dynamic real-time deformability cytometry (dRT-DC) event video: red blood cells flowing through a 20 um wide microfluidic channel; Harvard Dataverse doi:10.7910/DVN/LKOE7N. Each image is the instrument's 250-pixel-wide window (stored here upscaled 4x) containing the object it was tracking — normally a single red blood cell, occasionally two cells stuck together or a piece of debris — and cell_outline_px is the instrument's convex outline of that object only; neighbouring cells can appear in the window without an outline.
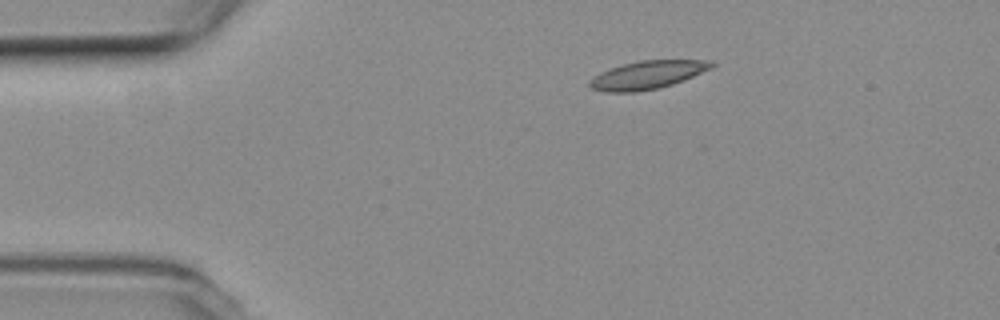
{"species": "common noctule bat (a hibernating species)", "species_latin": "Nyctalus noctula", "temperature_condition": "room temperature", "stored_images_in_passage": 16, "camera_frame_rate_fps": 3000, "um_per_image_px": 0.085, "animal": {"sex": "female", "body_mass_g": 19.3, "forearm_length_mm": 54.1}, "frame": {"image": 1, "passage_image": 1, "time_ms": 0.0, "image_size_px": [1000, 320], "cell_outline_px": [[716, 64], [712, 68], [684, 80], [672, 84], [656, 88], [636, 92], [608, 92], [592, 88], [588, 84], [588, 80], [592, 76], [600, 72], [624, 64], [640, 60], [712, 60]], "centroid_in_image_um": [55.04, 6.36], "position_along_channel_um": 30.0, "area_um2": 19.94}}
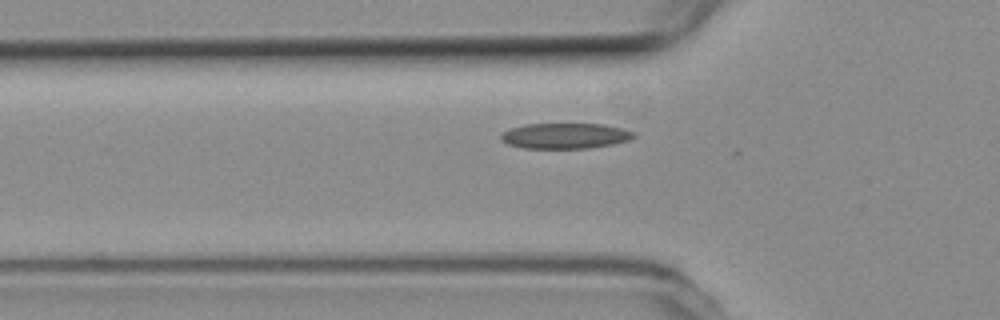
{"frame": {"image": 2, "passage_image": 9, "time_ms": 2.667, "image_size_px": [1000, 320], "cell_outline_px": [[636, 136], [628, 140], [612, 144], [588, 148], [524, 148], [508, 144], [500, 140], [500, 136], [504, 132], [512, 128], [524, 124], [604, 124], [636, 132]], "centroid_in_image_um": [48.04, 11.54], "position_along_channel_um": 77.8, "area_um2": 19.65}}
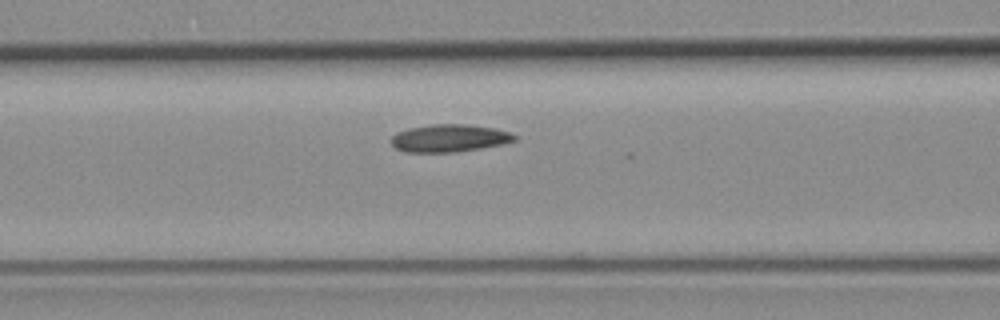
{"frame": {"image": 3, "passage_image": 13, "time_ms": 4.0, "image_size_px": [1000, 320], "cell_outline_px": [[516, 140], [504, 144], [456, 152], [404, 152], [396, 148], [392, 144], [392, 136], [408, 128], [432, 124], [468, 124], [492, 128], [512, 132], [516, 136]], "centroid_in_image_um": [38.22, 11.74], "position_along_channel_um": 128.4, "area_um2": 19.77}}